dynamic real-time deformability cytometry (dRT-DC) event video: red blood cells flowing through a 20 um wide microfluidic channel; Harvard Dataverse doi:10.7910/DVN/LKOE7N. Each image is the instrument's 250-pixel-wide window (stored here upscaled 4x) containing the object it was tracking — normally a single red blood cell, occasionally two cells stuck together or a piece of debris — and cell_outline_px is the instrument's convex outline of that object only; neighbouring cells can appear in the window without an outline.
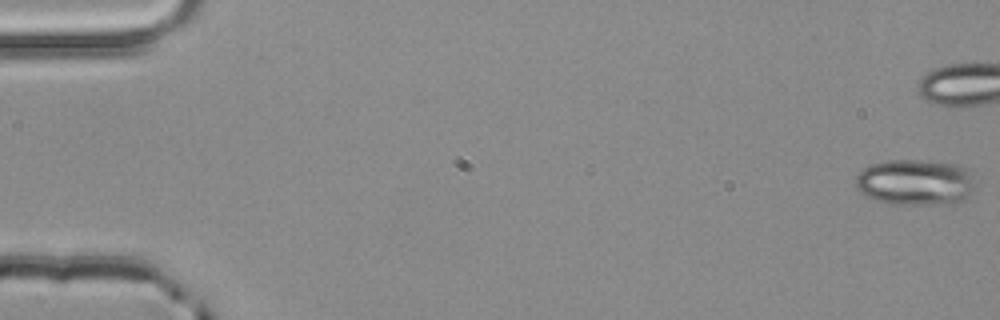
{"species": "common noctule bat (a hibernating species)", "species_latin": "Nyctalus noctula", "temperature_condition": "room temperature", "stored_images_in_passage": 6, "camera_frame_rate_fps": 3000, "um_per_image_px": 0.085, "animal": {"sex": "male", "body_mass_g": 20.4}, "frame": {"image": 1, "passage_image": 1, "time_ms": 0.0, "image_size_px": [1000, 320], "cell_outline_px": [[972, 188], [956, 204], [888, 204], [876, 200], [860, 192], [856, 188], [856, 176], [864, 168], [872, 164], [888, 160], [920, 160], [956, 164], [964, 168], [968, 172]], "centroid_in_image_um": [77.71, 15.5], "position_along_channel_um": 7.3, "area_um2": 31.44}}
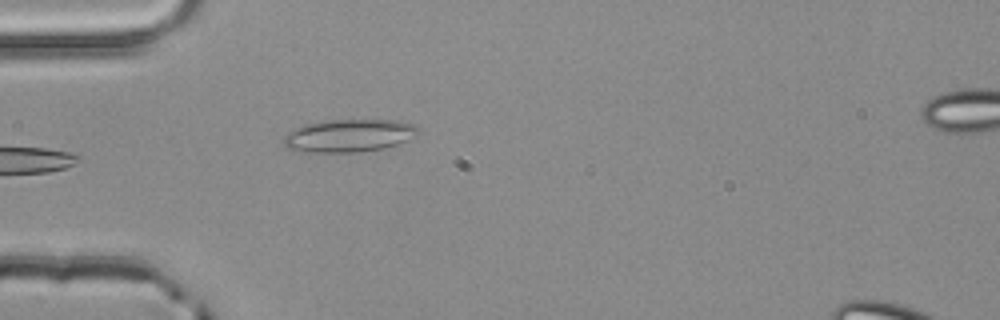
{"frame": {"image": 2, "passage_image": 5, "time_ms": 1.333, "image_size_px": [1000, 320], "cell_outline_px": [[420, 132], [416, 136], [396, 144], [384, 148], [356, 152], [304, 152], [288, 148], [284, 144], [284, 136], [288, 132], [304, 124], [332, 120], [396, 120], [412, 124], [420, 128]], "centroid_in_image_um": [29.67, 11.52], "position_along_channel_um": 55.3, "area_um2": 25.55}}